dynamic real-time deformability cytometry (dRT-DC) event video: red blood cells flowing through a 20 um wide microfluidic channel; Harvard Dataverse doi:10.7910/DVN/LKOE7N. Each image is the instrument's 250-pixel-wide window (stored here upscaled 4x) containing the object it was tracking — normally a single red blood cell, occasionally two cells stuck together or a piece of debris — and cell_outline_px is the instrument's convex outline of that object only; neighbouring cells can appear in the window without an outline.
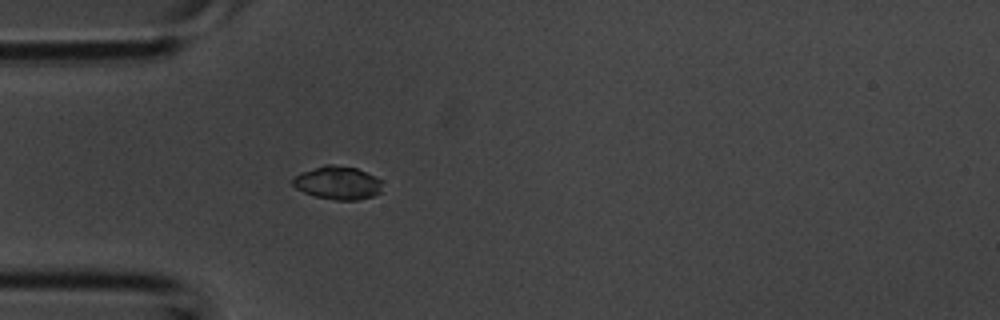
{"species": "common noctule bat (a hibernating species)", "species_latin": "Nyctalus noctula", "temperature_condition": "room temperature", "stored_images_in_passage": 2, "camera_frame_rate_fps": 3000, "um_per_image_px": 0.085, "animal": {"sex": "male", "body_mass_g": 20.1, "forearm_length_mm": 53.5}, "frame": {"image": 1, "passage_image": 2, "time_ms": 0.333, "image_size_px": [1000, 320], "cell_outline_px": [[380, 192], [372, 196], [356, 200], [336, 200], [316, 196], [304, 192], [296, 188], [292, 184], [292, 180], [300, 172], [324, 164], [332, 164], [356, 168], [380, 180]], "centroid_in_image_um": [28.65, 15.53], "position_along_channel_um": 56.3, "area_um2": 17.05}}